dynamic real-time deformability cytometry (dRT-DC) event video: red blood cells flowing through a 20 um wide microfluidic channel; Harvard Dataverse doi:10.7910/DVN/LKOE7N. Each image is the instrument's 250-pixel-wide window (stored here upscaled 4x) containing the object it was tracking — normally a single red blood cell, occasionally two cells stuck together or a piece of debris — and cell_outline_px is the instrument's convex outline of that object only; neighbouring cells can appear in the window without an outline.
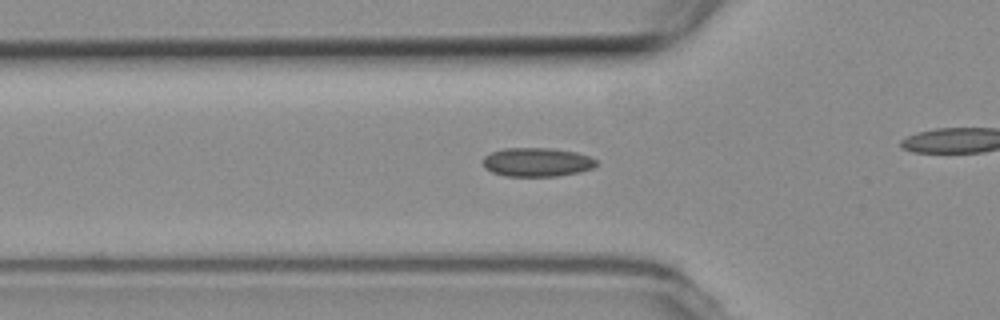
{"species": "common noctule bat (a hibernating species)", "species_latin": "Nyctalus noctula", "temperature_condition": "room temperature", "stored_images_in_passage": 29, "camera_frame_rate_fps": 3000, "um_per_image_px": 0.085, "animal": {"sex": "female", "body_mass_g": 19.3, "forearm_length_mm": 54.1}, "frame": {"image": 1, "passage_image": 4, "time_ms": 1.0, "image_size_px": [1000, 320], "cell_outline_px": [[600, 164], [592, 168], [580, 172], [556, 176], [504, 176], [492, 172], [484, 168], [484, 156], [492, 152], [504, 148], [552, 148], [576, 152], [588, 156], [596, 160]], "centroid_in_image_um": [45.66, 13.78], "position_along_channel_um": 80.1, "area_um2": 19.13}}
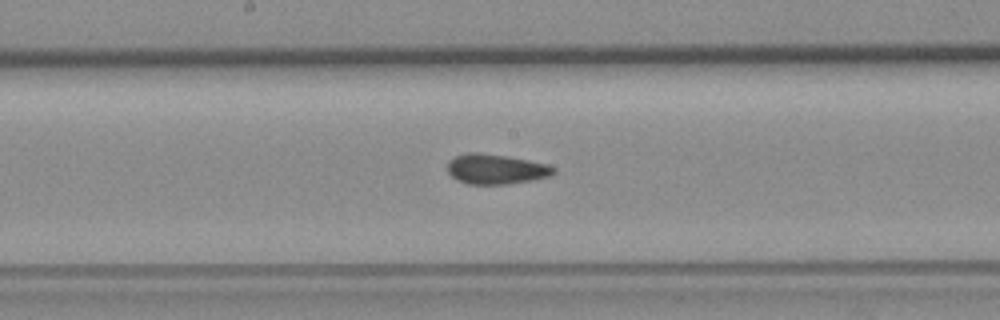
{"frame": {"image": 2, "passage_image": 14, "time_ms": 4.333, "image_size_px": [1000, 320], "cell_outline_px": [[556, 172], [552, 176], [532, 180], [508, 184], [468, 184], [456, 180], [448, 172], [448, 160], [456, 156], [468, 152], [476, 152], [504, 156], [528, 160], [548, 164], [556, 168]], "centroid_in_image_um": [42.17, 14.38], "position_along_channel_um": 206.0, "area_um2": 18.61}}
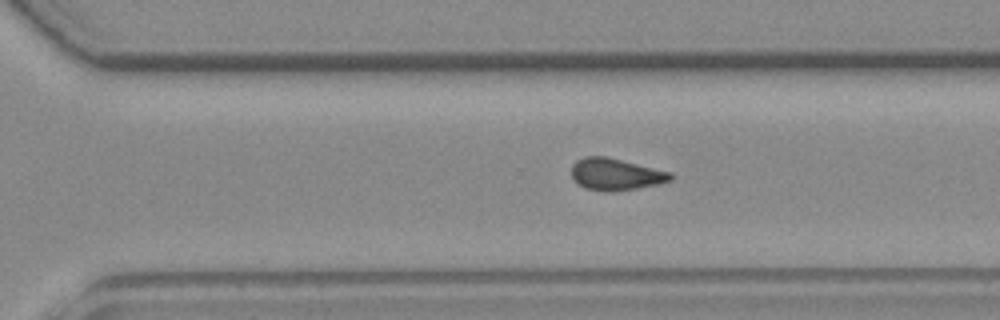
{"frame": {"image": 3, "passage_image": 23, "time_ms": 7.333, "image_size_px": [1000, 320], "cell_outline_px": [[672, 180], [660, 184], [612, 192], [604, 192], [584, 188], [572, 180], [572, 164], [576, 160], [588, 156], [604, 156], [672, 172]], "centroid_in_image_um": [52.32, 14.83], "position_along_channel_um": 318.3, "area_um2": 18.5}}